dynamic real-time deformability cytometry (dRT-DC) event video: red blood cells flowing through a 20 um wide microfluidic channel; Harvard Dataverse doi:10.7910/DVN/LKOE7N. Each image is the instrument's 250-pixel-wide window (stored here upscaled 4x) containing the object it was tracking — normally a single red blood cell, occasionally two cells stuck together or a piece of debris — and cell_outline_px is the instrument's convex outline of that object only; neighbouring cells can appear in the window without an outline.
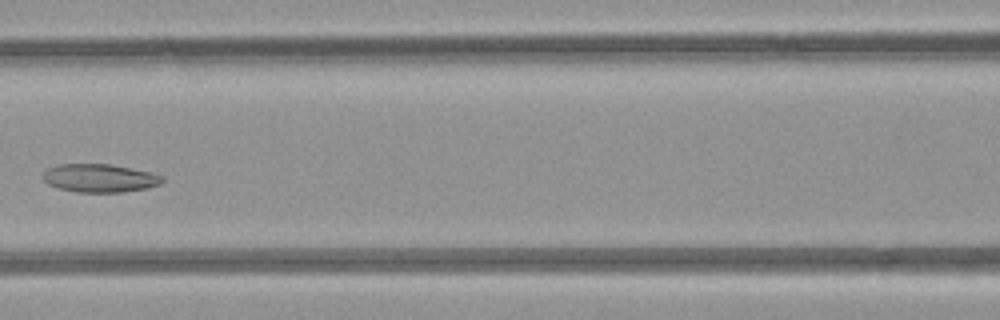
{"species": "common noctule bat (a hibernating species)", "species_latin": "Nyctalus noctula", "temperature_condition": "room temperature", "stored_images_in_passage": 6, "camera_frame_rate_fps": 3000, "um_per_image_px": 0.085, "animal": {"sex": "female", "body_mass_g": 21.9}, "frame": {"image": 1, "passage_image": 6, "time_ms": 5.667, "image_size_px": [1000, 320], "cell_outline_px": [[164, 180], [160, 184], [148, 188], [124, 192], [76, 192], [60, 188], [48, 184], [44, 180], [44, 172], [48, 168], [56, 164], [108, 164], [132, 168], [152, 172], [164, 176]], "centroid_in_image_um": [8.52, 15.13], "position_along_channel_um": 158.1, "area_um2": 19.71}}